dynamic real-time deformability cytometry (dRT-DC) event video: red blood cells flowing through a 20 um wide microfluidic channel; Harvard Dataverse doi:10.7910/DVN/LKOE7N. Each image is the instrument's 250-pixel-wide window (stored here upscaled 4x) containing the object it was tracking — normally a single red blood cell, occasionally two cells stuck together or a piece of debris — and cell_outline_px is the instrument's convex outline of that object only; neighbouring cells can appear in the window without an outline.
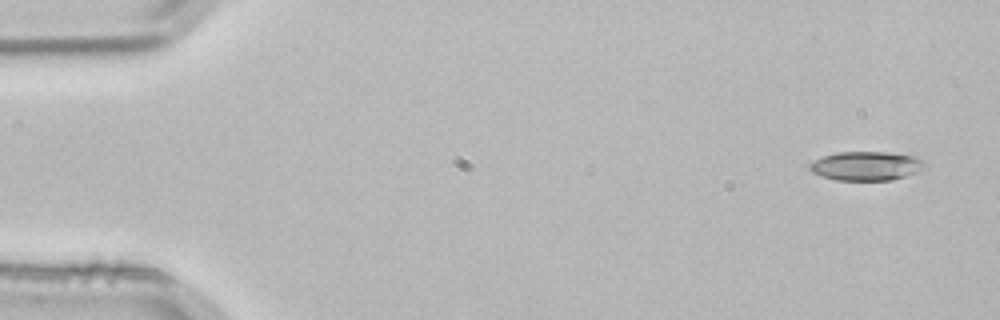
{"species": "common noctule bat (a hibernating species)", "species_latin": "Nyctalus noctula", "temperature_condition": "room temperature", "stored_images_in_passage": 3, "camera_frame_rate_fps": 3000, "um_per_image_px": 0.085, "animal": {"sex": "male", "body_mass_g": 21.5, "forearm_length_mm": 52.0}, "frame": {"image": 1, "passage_image": 1, "time_ms": 0.0, "image_size_px": [1000, 320], "cell_outline_px": [[924, 164], [916, 172], [892, 180], [836, 180], [820, 176], [812, 172], [808, 168], [808, 164], [824, 156], [836, 152], [884, 152], [916, 156], [924, 160]], "centroid_in_image_um": [73.58, 14.1], "position_along_channel_um": 11.4, "area_um2": 19.31}}